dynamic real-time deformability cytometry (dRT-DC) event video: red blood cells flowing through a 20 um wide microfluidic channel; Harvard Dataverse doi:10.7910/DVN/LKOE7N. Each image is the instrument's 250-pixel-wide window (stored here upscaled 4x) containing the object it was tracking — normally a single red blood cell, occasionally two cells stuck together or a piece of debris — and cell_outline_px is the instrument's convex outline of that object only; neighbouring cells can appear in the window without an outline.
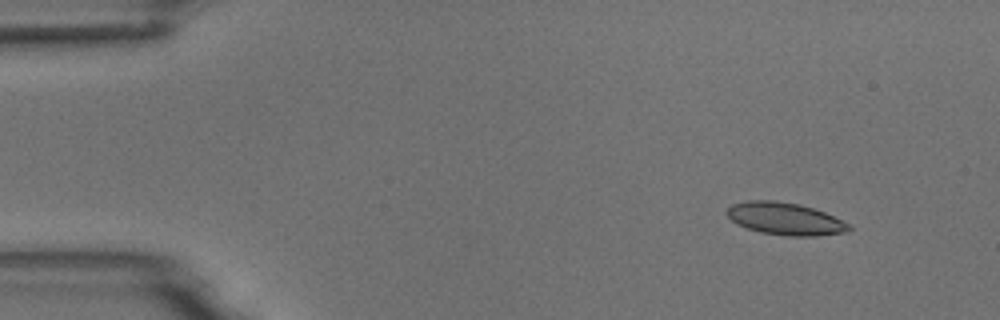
{"species": "common noctule bat (a hibernating species)", "species_latin": "Nyctalus noctula", "temperature_condition": "room temperature", "stored_images_in_passage": 5, "camera_frame_rate_fps": 3000, "um_per_image_px": 0.085, "animal": {"sex": "male", "body_mass_g": 18.8}, "frame": {"image": 1, "passage_image": 1, "time_ms": 0.0, "image_size_px": [1000, 320], "cell_outline_px": [[852, 228], [848, 232], [816, 236], [788, 236], [760, 232], [736, 224], [724, 212], [732, 204], [748, 200], [772, 200], [800, 204], [824, 212], [852, 224]], "centroid_in_image_um": [66.76, 18.6], "position_along_channel_um": 18.2, "area_um2": 23.18}}
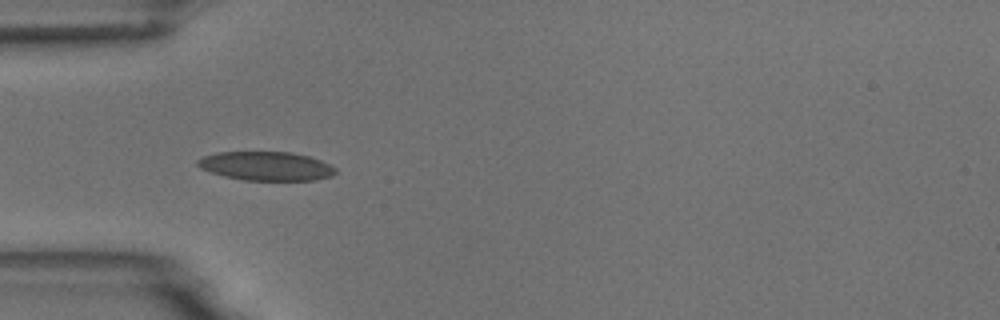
{"frame": {"image": 2, "passage_image": 4, "time_ms": 3.667, "image_size_px": [1000, 320], "cell_outline_px": [[336, 172], [332, 176], [316, 180], [244, 180], [224, 176], [200, 168], [196, 164], [196, 160], [204, 156], [216, 152], [292, 152], [308, 156], [320, 160], [336, 168]], "centroid_in_image_um": [22.62, 14.11], "position_along_channel_um": 62.4, "area_um2": 23.18}}